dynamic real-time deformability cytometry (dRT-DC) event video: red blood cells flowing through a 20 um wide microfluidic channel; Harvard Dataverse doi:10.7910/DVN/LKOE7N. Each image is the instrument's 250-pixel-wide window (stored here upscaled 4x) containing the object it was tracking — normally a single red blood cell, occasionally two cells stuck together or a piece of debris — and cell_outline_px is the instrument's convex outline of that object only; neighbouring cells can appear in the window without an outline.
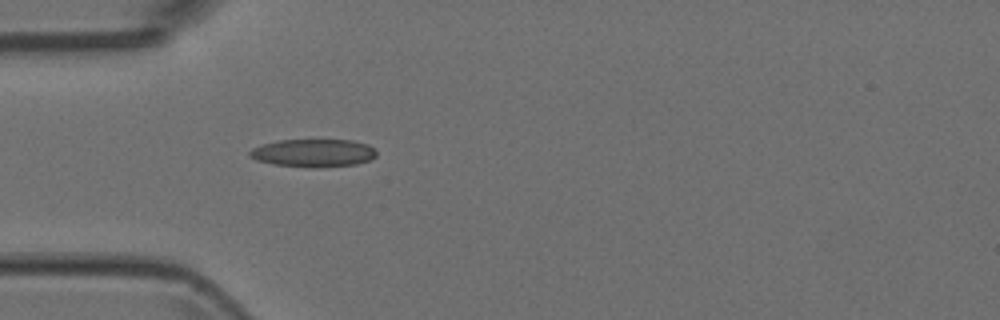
{"species": "Egyptian fruit bat (a non-hibernating species)", "species_latin": "Rousettus aegyptiacus", "temperature_condition": "room temperature", "stored_images_in_passage": 2, "camera_frame_rate_fps": 3000, "um_per_image_px": 0.085, "animal": {"sex": "female"}, "frame": {"image": 1, "passage_image": 2, "time_ms": 0.333, "image_size_px": [1000, 320], "cell_outline_px": [[376, 156], [368, 160], [356, 164], [320, 168], [312, 168], [272, 164], [256, 160], [248, 156], [248, 152], [252, 148], [260, 144], [280, 140], [352, 140], [368, 144], [376, 148]], "centroid_in_image_um": [26.62, 13.01], "position_along_channel_um": 58.4, "area_um2": 20.92}}